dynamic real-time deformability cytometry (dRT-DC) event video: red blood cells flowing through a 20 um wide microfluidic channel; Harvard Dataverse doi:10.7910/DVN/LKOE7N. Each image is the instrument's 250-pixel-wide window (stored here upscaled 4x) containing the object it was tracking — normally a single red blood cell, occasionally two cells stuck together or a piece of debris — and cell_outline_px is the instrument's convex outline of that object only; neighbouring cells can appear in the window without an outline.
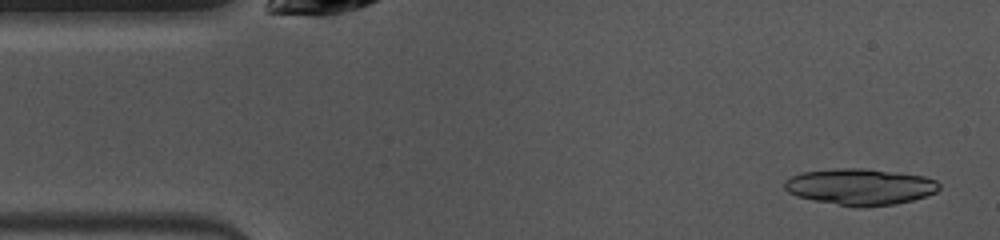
{"species": "common noctule bat (a hibernating species)", "species_latin": "Nyctalus noctula", "temperature_condition": "warm", "stored_images_in_passage": 32, "camera_frame_rate_fps": 3000, "um_per_image_px": 0.085, "animal": {"sex": "female", "body_mass_g": 10.0, "forearm_length_mm": 53.1}, "frame": {"image": 1, "passage_image": 2, "time_ms": 0.333, "image_size_px": [1000, 240], "cell_outline_px": [[940, 188], [936, 192], [912, 200], [896, 204], [860, 208], [856, 208], [796, 196], [788, 192], [784, 188], [784, 180], [792, 176], [804, 172], [836, 168], [864, 168], [896, 172], [924, 176], [936, 180], [940, 184]], "centroid_in_image_um": [73.12, 15.88], "position_along_channel_um": 11.9, "area_um2": 32.83}}
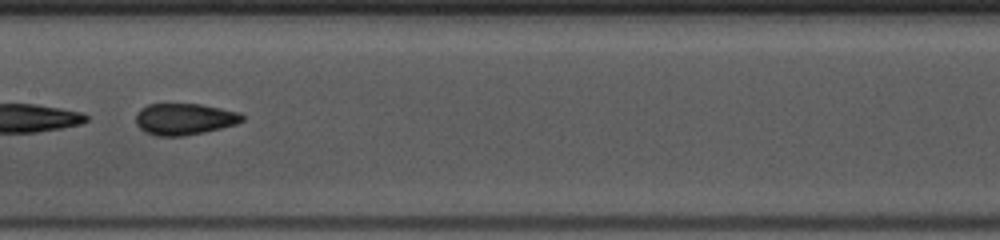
{"frame": {"image": 2, "passage_image": 22, "time_ms": 7.0, "image_size_px": [1000, 240], "cell_outline_px": [[244, 120], [236, 124], [204, 132], [184, 136], [156, 136], [144, 132], [136, 124], [136, 112], [140, 108], [148, 104], [200, 104], [240, 112], [244, 116]], "centroid_in_image_um": [15.65, 10.12], "position_along_channel_um": 191.7, "area_um2": 19.65}}
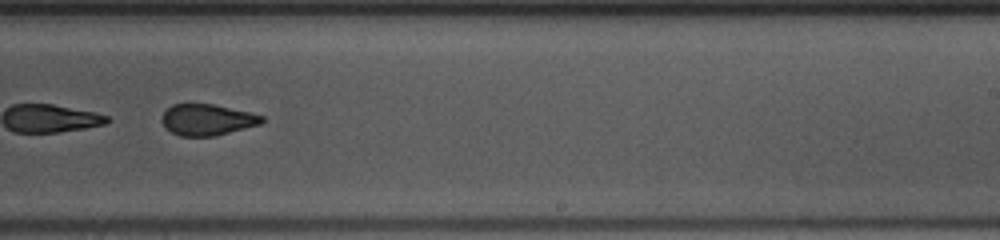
{"frame": {"image": 3, "passage_image": 28, "time_ms": 9.0, "image_size_px": [1000, 240], "cell_outline_px": [[264, 120], [260, 124], [212, 136], [180, 136], [172, 132], [160, 120], [160, 116], [172, 104], [212, 104], [248, 112], [264, 116]], "centroid_in_image_um": [17.58, 10.17], "position_along_channel_um": 271.4, "area_um2": 17.86}}